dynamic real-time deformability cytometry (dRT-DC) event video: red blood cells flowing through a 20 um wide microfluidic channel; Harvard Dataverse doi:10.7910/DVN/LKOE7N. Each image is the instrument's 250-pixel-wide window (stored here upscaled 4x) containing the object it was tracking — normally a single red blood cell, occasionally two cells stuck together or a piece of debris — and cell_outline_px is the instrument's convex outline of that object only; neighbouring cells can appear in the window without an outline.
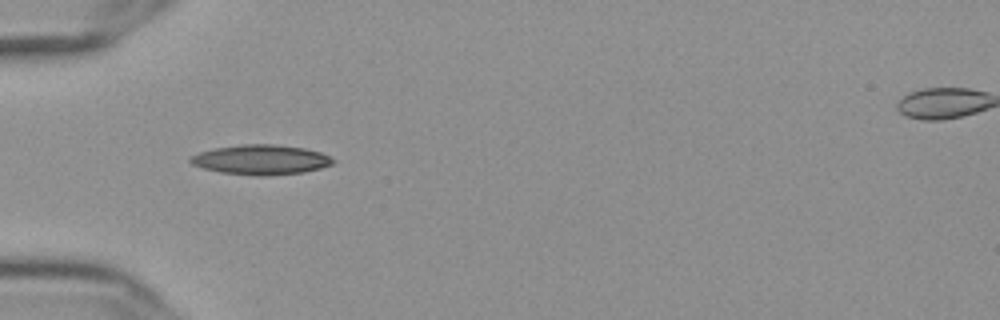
{"species": "Egyptian fruit bat (a non-hibernating species)", "species_latin": "Rousettus aegyptiacus", "temperature_condition": "cold", "stored_images_in_passage": 9, "camera_frame_rate_fps": 3000, "um_per_image_px": 0.085, "frame": {"image": 1, "passage_image": 6, "time_ms": 1.667, "image_size_px": [1000, 320], "cell_outline_px": [[336, 160], [332, 164], [320, 168], [304, 172], [264, 176], [256, 176], [220, 172], [204, 168], [192, 164], [188, 160], [192, 156], [200, 152], [212, 148], [244, 144], [272, 144], [304, 148], [320, 152]], "centroid_in_image_um": [22.17, 13.57], "position_along_channel_um": 62.8, "area_um2": 24.68}}
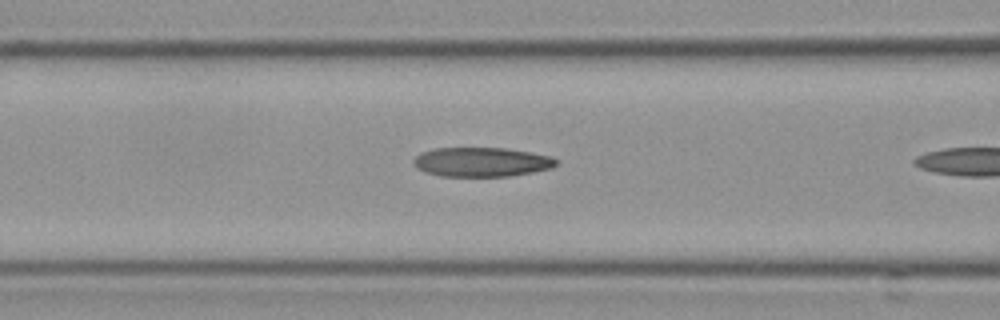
{"frame": {"image": 2, "passage_image": 8, "time_ms": 2.333, "image_size_px": [1000, 320], "cell_outline_px": [[556, 164], [552, 168], [532, 172], [508, 176], [440, 176], [424, 172], [416, 168], [412, 164], [412, 160], [420, 152], [432, 148], [504, 148], [552, 156], [556, 160]], "centroid_in_image_um": [40.86, 13.77], "position_along_channel_um": 125.7, "area_um2": 24.45}}